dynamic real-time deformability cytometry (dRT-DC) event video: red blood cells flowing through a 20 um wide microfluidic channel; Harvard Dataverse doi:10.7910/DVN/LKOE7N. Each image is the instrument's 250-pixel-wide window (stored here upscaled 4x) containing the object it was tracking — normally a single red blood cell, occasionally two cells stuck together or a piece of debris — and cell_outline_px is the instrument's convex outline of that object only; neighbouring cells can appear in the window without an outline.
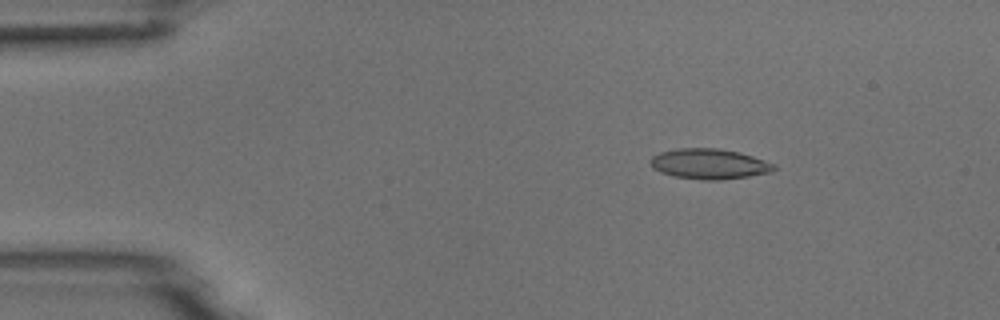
{"species": "common noctule bat (a hibernating species)", "species_latin": "Nyctalus noctula", "temperature_condition": "room temperature", "stored_images_in_passage": 4, "camera_frame_rate_fps": 3000, "um_per_image_px": 0.085, "animal": {"sex": "male", "body_mass_g": 18.8}, "frame": {"image": 1, "passage_image": 2, "time_ms": 1.333, "image_size_px": [1000, 320], "cell_outline_px": [[776, 168], [772, 172], [748, 176], [720, 180], [700, 180], [676, 176], [660, 172], [652, 168], [648, 160], [652, 156], [660, 152], [676, 148], [720, 148], [752, 156], [776, 164]], "centroid_in_image_um": [60.26, 13.93], "position_along_channel_um": 24.7, "area_um2": 21.91}}
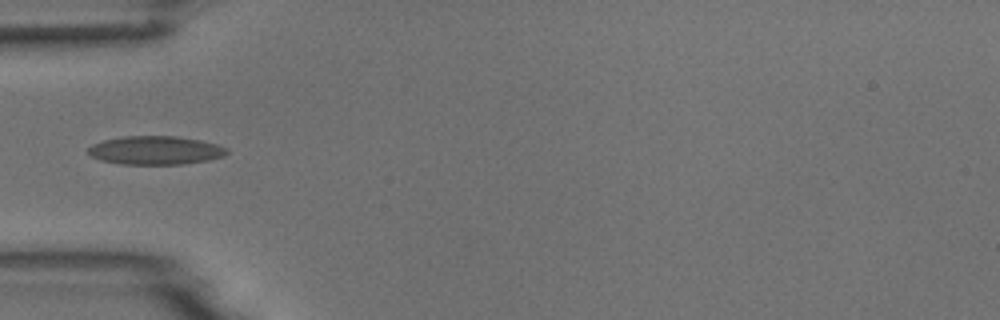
{"frame": {"image": 2, "passage_image": 4, "time_ms": 4.333, "image_size_px": [1000, 320], "cell_outline_px": [[228, 152], [224, 156], [208, 160], [184, 164], [120, 164], [100, 160], [92, 156], [88, 152], [88, 148], [92, 144], [104, 140], [124, 136], [176, 136], [200, 140], [216, 144], [228, 148]], "centroid_in_image_um": [13.22, 12.78], "position_along_channel_um": 71.8, "area_um2": 23.06}}